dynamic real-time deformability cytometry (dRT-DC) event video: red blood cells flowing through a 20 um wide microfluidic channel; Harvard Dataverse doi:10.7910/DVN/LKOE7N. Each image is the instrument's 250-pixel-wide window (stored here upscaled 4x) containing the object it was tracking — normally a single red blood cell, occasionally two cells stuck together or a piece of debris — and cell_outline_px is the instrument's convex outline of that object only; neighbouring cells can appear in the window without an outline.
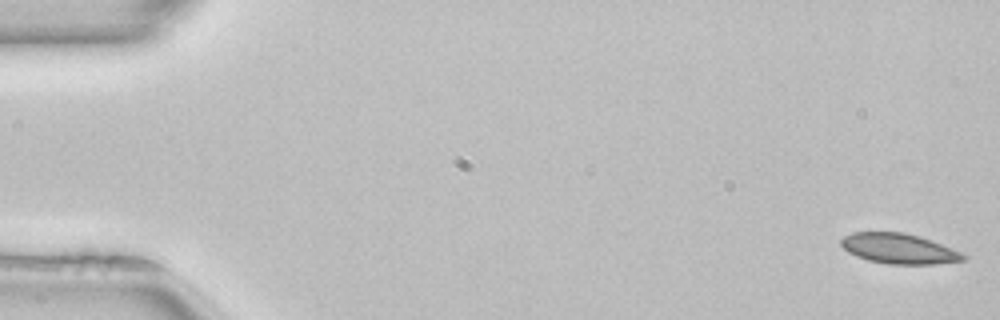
{"species": "common noctule bat (a hibernating species)", "species_latin": "Nyctalus noctula", "temperature_condition": "room temperature", "stored_images_in_passage": 51, "camera_frame_rate_fps": 3000, "um_per_image_px": 0.085, "animal": {"sex": "female", "body_mass_g": 22.7, "forearm_length_mm": 54.2}, "frame": {"image": 1, "passage_image": 1, "time_ms": 0.0, "image_size_px": [1000, 320], "cell_outline_px": [[968, 260], [936, 264], [888, 264], [868, 260], [856, 256], [848, 252], [840, 244], [840, 240], [844, 236], [852, 232], [904, 232], [920, 236], [952, 248], [968, 256]], "centroid_in_image_um": [76.43, 21.13], "position_along_channel_um": 8.6, "area_um2": 21.68}}
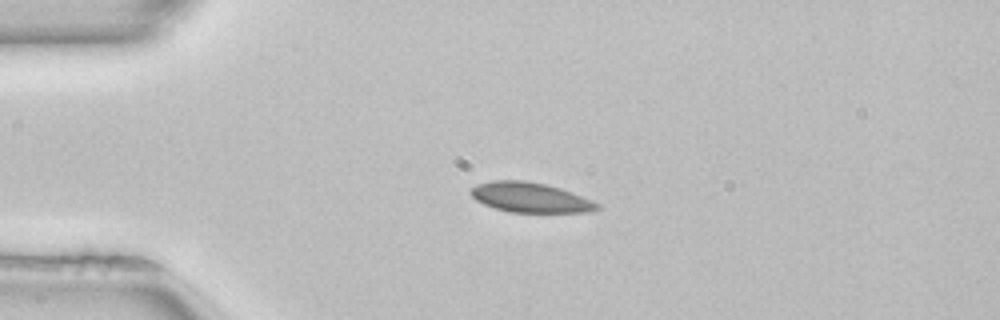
{"frame": {"image": 2, "passage_image": 12, "time_ms": 3.667, "image_size_px": [1000, 320], "cell_outline_px": [[600, 208], [588, 212], [508, 212], [484, 204], [476, 200], [468, 192], [476, 184], [492, 180], [524, 180], [544, 184], [560, 188], [572, 192], [592, 200], [600, 204]], "centroid_in_image_um": [45.06, 16.78], "position_along_channel_um": 39.9, "area_um2": 22.02}}
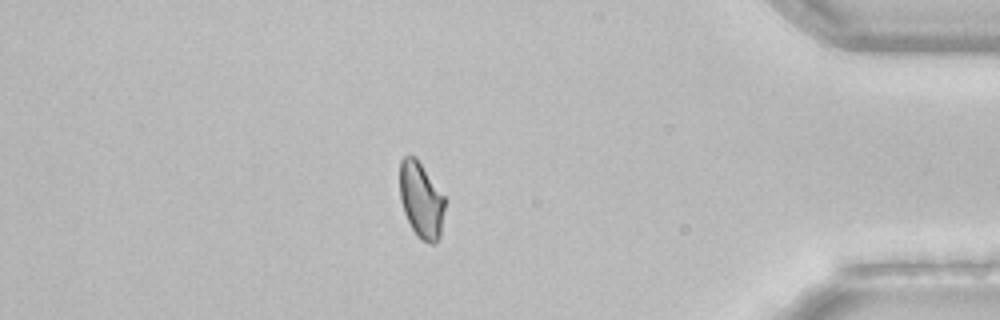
{"frame": {"image": 3, "passage_image": 44, "time_ms": 14.333, "image_size_px": [1000, 320], "cell_outline_px": [[448, 200], [440, 236], [436, 244], [428, 244], [420, 240], [416, 236], [404, 212], [400, 200], [400, 160], [404, 156], [416, 156]], "centroid_in_image_um": [35.84, 17.03], "position_along_channel_um": 399.4, "area_um2": 20.63}, "authors_computed_cell_mechanics": {"area_um2": 21.5016, "velocity_mm_per_s": 4.0071, "shape_relaxation_time_tau1_ms": null, "shape_relaxation_time_tau2_ms": 4.3444, "deformation_change_tau1": null, "deformation_change_tau2": 0.052}}